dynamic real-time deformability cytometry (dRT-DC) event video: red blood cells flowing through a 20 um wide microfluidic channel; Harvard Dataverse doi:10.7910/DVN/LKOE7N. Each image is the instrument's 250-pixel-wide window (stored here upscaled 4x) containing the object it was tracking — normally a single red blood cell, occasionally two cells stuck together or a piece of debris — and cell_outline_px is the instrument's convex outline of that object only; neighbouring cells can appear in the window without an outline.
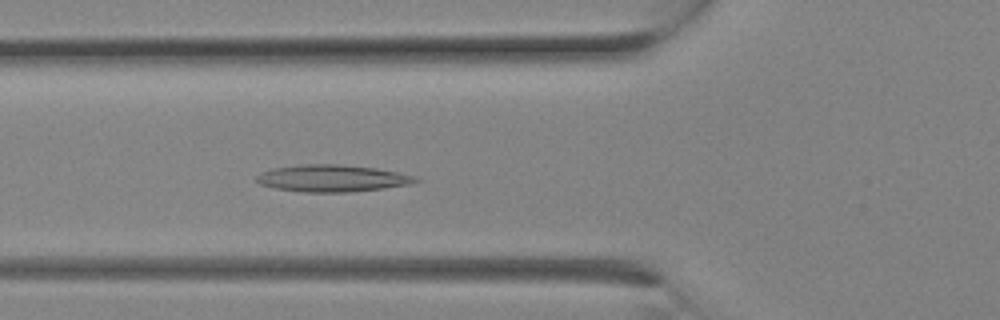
{"species": "Egyptian fruit bat (a non-hibernating species)", "species_latin": "Rousettus aegyptiacus", "temperature_condition": "room temperature", "stored_images_in_passage": 8, "camera_frame_rate_fps": 3000, "um_per_image_px": 0.085, "animal": {"sex": "female"}, "frame": {"image": 1, "passage_image": 8, "time_ms": 2.333, "image_size_px": [1000, 320], "cell_outline_px": [[424, 180], [412, 184], [384, 188], [348, 192], [304, 192], [272, 188], [260, 184], [256, 180], [256, 176], [260, 172], [272, 168], [304, 164], [340, 164], [376, 168], [416, 176]], "centroid_in_image_um": [28.25, 15.15], "position_along_channel_um": 97.6, "area_um2": 25.2}}